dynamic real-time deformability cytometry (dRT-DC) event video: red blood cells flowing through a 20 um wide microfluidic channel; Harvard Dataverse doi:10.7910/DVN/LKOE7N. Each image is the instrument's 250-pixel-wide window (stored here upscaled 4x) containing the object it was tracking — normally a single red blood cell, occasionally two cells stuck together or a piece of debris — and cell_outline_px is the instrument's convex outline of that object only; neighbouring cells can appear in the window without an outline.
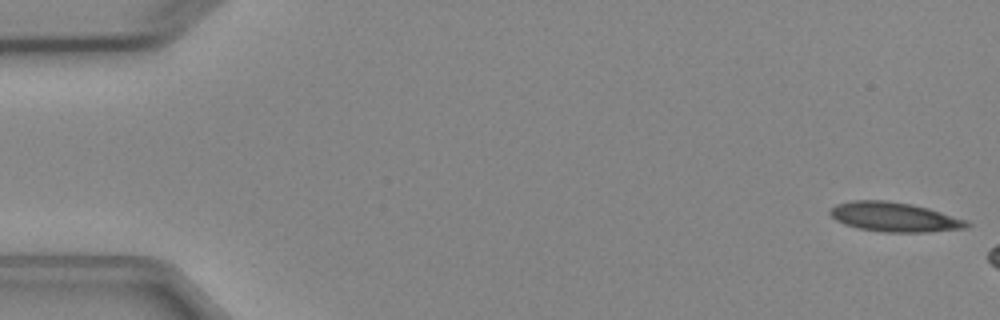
{"species": "Egyptian fruit bat (a non-hibernating species)", "species_latin": "Rousettus aegyptiacus", "temperature_condition": "cold", "stored_images_in_passage": 3, "camera_frame_rate_fps": 3000, "um_per_image_px": 0.085, "animal": {"sex": "female"}, "frame": {"image": 1, "passage_image": 1, "time_ms": 0.0, "image_size_px": [1000, 320], "cell_outline_px": [[972, 224], [964, 228], [928, 232], [884, 232], [860, 228], [844, 224], [836, 220], [828, 212], [836, 204], [852, 200], [884, 200], [912, 204], [928, 208], [968, 220]], "centroid_in_image_um": [76.03, 18.44], "position_along_channel_um": 9.0, "area_um2": 23.41}}